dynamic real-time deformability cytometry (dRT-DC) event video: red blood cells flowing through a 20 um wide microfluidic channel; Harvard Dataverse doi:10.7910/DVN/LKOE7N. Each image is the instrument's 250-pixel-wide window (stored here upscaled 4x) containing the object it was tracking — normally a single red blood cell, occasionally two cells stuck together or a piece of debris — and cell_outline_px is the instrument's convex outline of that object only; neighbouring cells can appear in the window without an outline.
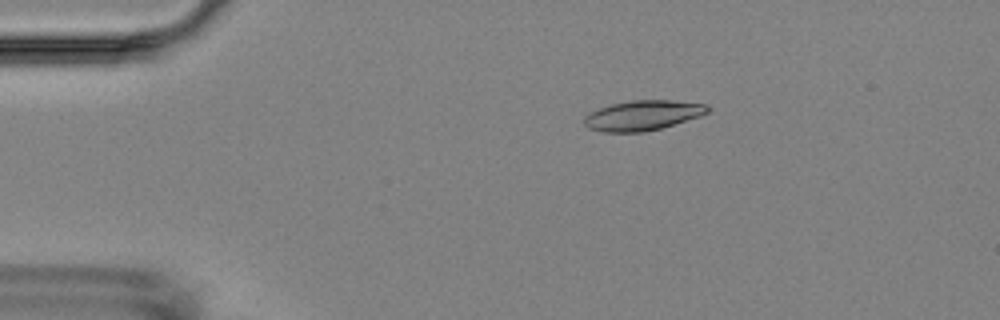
{"species": "Egyptian fruit bat (a non-hibernating species)", "species_latin": "Rousettus aegyptiacus", "temperature_condition": "room temperature", "stored_images_in_passage": 6, "camera_frame_rate_fps": 3000, "um_per_image_px": 0.085, "animal": {"sex": "female"}, "frame": {"image": 1, "passage_image": 3, "time_ms": 2.333, "image_size_px": [1000, 320], "cell_outline_px": [[712, 108], [708, 112], [700, 116], [660, 128], [644, 132], [604, 132], [588, 128], [584, 124], [584, 116], [588, 112], [612, 104], [632, 100], [668, 100], [708, 104]], "centroid_in_image_um": [54.63, 9.8], "position_along_channel_um": 30.4, "area_um2": 21.56}}
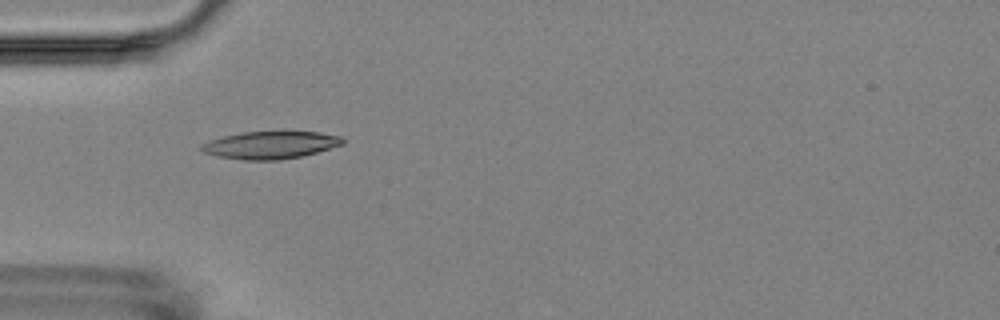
{"frame": {"image": 2, "passage_image": 5, "time_ms": 4.667, "image_size_px": [1000, 320], "cell_outline_px": [[344, 144], [316, 152], [300, 156], [280, 160], [244, 160], [216, 156], [204, 152], [200, 148], [200, 144], [208, 140], [224, 136], [244, 132], [320, 132], [340, 136], [344, 140]], "centroid_in_image_um": [22.96, 12.33], "position_along_channel_um": 62.0, "area_um2": 22.48}}